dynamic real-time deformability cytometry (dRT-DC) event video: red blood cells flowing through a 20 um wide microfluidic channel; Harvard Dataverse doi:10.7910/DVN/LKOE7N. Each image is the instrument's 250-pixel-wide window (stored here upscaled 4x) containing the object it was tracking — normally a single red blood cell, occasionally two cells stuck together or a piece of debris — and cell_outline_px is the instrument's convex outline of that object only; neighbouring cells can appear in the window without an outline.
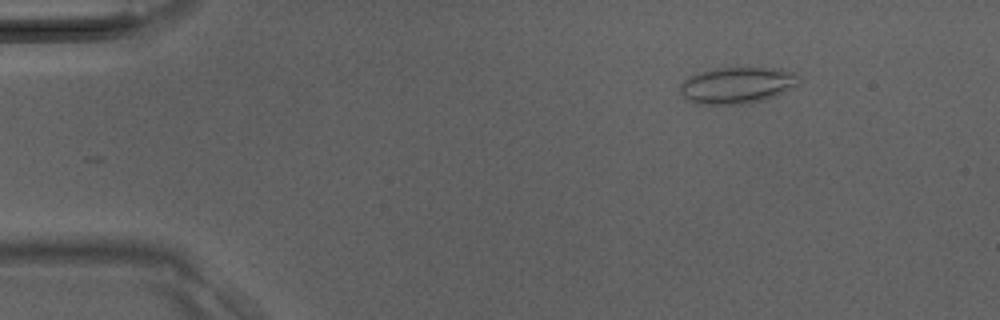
{"species": "Egyptian fruit bat (a non-hibernating species)", "species_latin": "Rousettus aegyptiacus", "temperature_condition": "room temperature", "stored_images_in_passage": 39, "camera_frame_rate_fps": 3000, "um_per_image_px": 0.085, "animal": {"sex": "male"}, "frame": {"image": 1, "passage_image": 5, "time_ms": 1.333, "image_size_px": [1000, 320], "cell_outline_px": [[800, 80], [796, 88], [776, 96], [744, 104], [696, 104], [688, 100], [680, 92], [680, 84], [688, 76], [696, 72], [716, 68], [780, 68], [796, 72]], "centroid_in_image_um": [62.68, 7.24], "position_along_channel_um": 22.3, "area_um2": 25.61}}
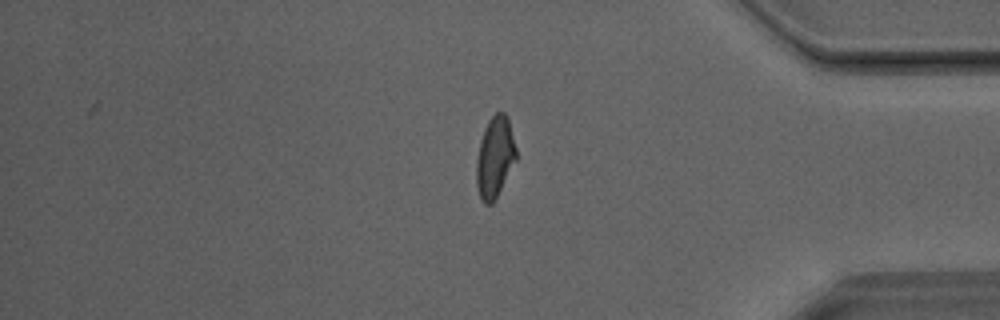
{"frame": {"image": 2, "passage_image": 33, "time_ms": 10.667, "image_size_px": [1000, 320], "cell_outline_px": [[516, 160], [492, 204], [484, 204], [480, 200], [476, 184], [476, 160], [480, 140], [484, 128], [488, 120], [496, 112], [504, 112], [508, 116], [516, 148]], "centroid_in_image_um": [42.05, 13.34], "position_along_channel_um": 393.2, "area_um2": 18.84}}
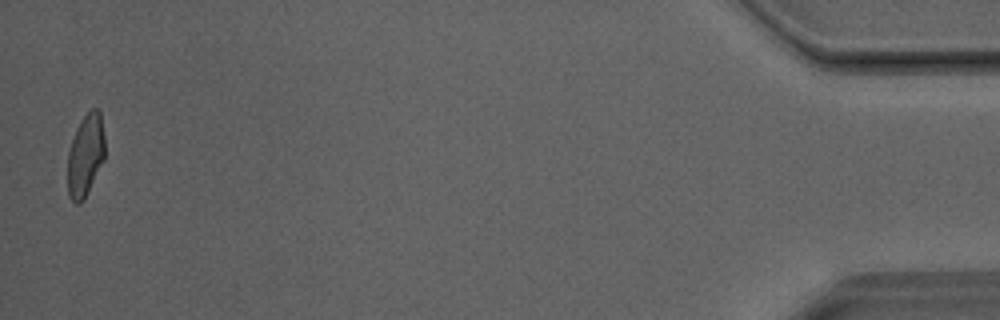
{"frame": {"image": 3, "passage_image": 39, "time_ms": 12.667, "image_size_px": [1000, 320], "cell_outline_px": [[104, 160], [84, 200], [80, 204], [76, 204], [68, 196], [68, 152], [76, 128], [84, 116], [92, 108], [96, 108], [100, 112], [104, 136]], "centroid_in_image_um": [7.26, 13.23], "position_along_channel_um": 427.9, "area_um2": 17.8}}